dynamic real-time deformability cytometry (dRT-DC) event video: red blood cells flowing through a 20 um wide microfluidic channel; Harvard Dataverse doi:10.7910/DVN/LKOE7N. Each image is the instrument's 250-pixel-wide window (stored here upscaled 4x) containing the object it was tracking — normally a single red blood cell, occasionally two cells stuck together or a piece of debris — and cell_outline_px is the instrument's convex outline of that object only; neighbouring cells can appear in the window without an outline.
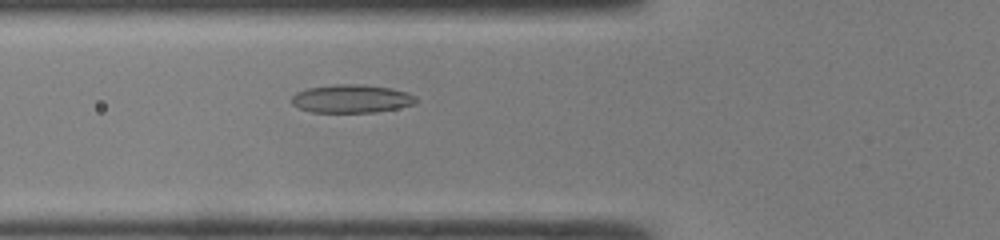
{"species": "common noctule bat (a hibernating species)", "species_latin": "Nyctalus noctula", "temperature_condition": "room temperature", "stored_images_in_passage": 38, "camera_frame_rate_fps": 3000, "um_per_image_px": 0.085, "animal": {"sex": "male", "body_mass_g": 19.0, "forearm_length_mm": 50.8}, "frame": {"image": 1, "passage_image": 7, "time_ms": 2.0, "image_size_px": [1000, 240], "cell_outline_px": [[416, 104], [376, 112], [312, 112], [300, 108], [292, 104], [292, 96], [296, 92], [308, 88], [336, 84], [360, 84], [392, 88], [408, 92], [416, 96]], "centroid_in_image_um": [29.9, 8.38], "position_along_channel_um": 95.9, "area_um2": 20.46}}
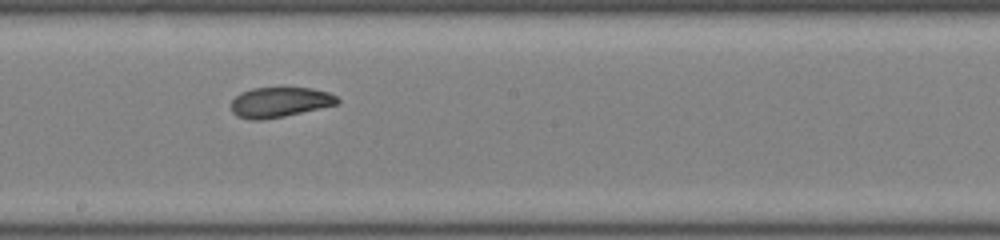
{"frame": {"image": 2, "passage_image": 16, "time_ms": 5.0, "image_size_px": [1000, 240], "cell_outline_px": [[340, 104], [284, 116], [260, 120], [248, 120], [236, 116], [232, 112], [232, 100], [240, 92], [252, 88], [312, 88], [328, 92], [336, 96], [340, 100]], "centroid_in_image_um": [23.78, 8.69], "position_along_channel_um": 224.4, "area_um2": 18.73}}
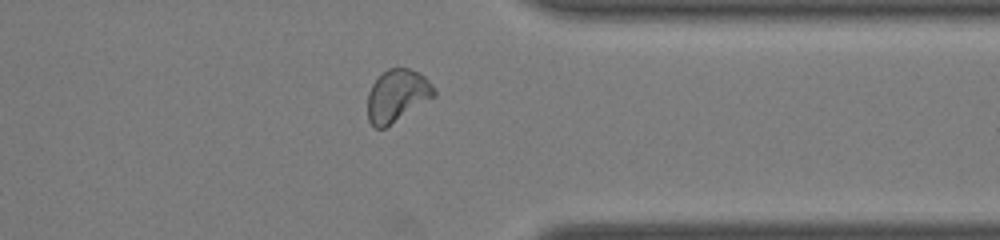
{"frame": {"image": 3, "passage_image": 27, "time_ms": 8.667, "image_size_px": [1000, 240], "cell_outline_px": [[436, 96], [384, 128], [376, 128], [368, 120], [368, 92], [372, 84], [388, 68], [408, 68], [420, 72], [436, 88]], "centroid_in_image_um": [33.78, 8.11], "position_along_channel_um": 377.6, "area_um2": 20.17}, "authors_computed_cell_mechanics": {"area_um2": 20.2011, "velocity_mm_per_s": 4.2904, "shape_relaxation_time_tau1_ms": null, "shape_relaxation_time_tau2_ms": 1.5229, "deformation_change_tau1": null, "deformation_change_tau2": 0.0596}}